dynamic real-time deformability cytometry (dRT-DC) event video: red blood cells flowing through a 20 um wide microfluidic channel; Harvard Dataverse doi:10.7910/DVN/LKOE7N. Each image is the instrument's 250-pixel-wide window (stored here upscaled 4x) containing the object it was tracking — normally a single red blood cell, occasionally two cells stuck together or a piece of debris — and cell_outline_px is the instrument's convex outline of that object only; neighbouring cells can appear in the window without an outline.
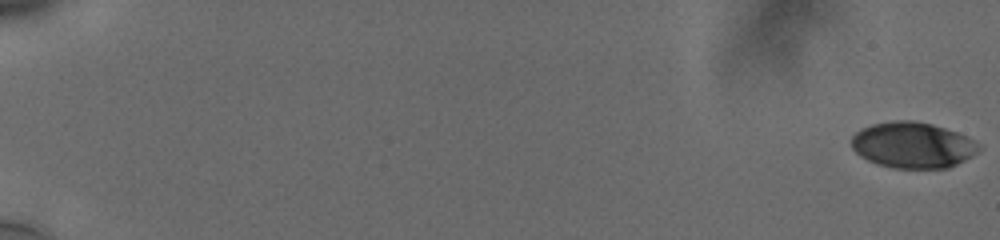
{"species": "human", "species_latin": "Homo sapiens", "temperature_condition": "cold", "stored_images_in_passage": 58, "camera_frame_rate_fps": 3000, "um_per_image_px": 0.085, "donor": {"sex": "male"}, "frame": {"image": 1, "passage_image": 1, "time_ms": 0.0, "image_size_px": [1000, 240], "cell_outline_px": [[980, 148], [972, 156], [948, 168], [892, 168], [876, 164], [860, 156], [852, 148], [852, 136], [856, 132], [872, 124], [896, 120], [912, 120], [932, 124], [956, 132], [980, 144]], "centroid_in_image_um": [77.56, 12.34], "position_along_channel_um": 7.4, "area_um2": 33.87}}
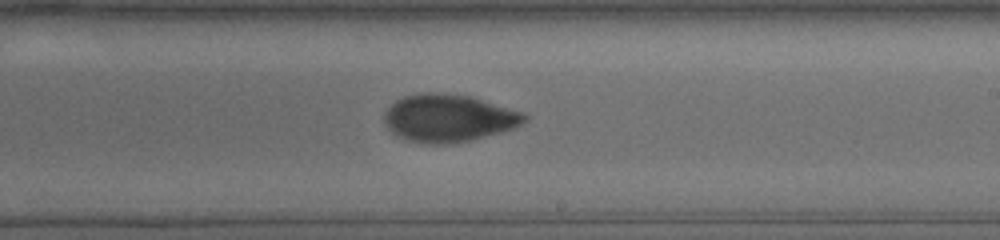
{"frame": {"image": 2, "passage_image": 38, "time_ms": 12.333, "image_size_px": [1000, 240], "cell_outline_px": [[528, 120], [516, 128], [472, 140], [448, 144], [428, 144], [404, 140], [396, 136], [388, 128], [384, 120], [384, 116], [388, 108], [396, 100], [404, 96], [420, 92], [440, 92], [472, 96], [524, 112], [528, 116]], "centroid_in_image_um": [38.16, 10.04], "position_along_channel_um": 250.8, "area_um2": 39.42}}
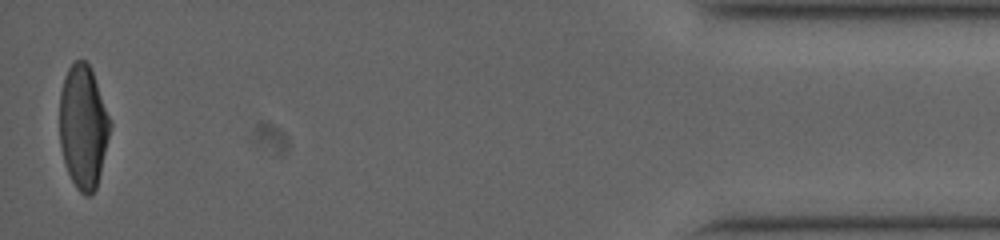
{"frame": {"image": 3, "passage_image": 58, "time_ms": 19.0, "image_size_px": [1000, 240], "cell_outline_px": [[112, 124], [96, 188], [88, 196], [84, 196], [76, 188], [64, 164], [60, 144], [60, 92], [68, 68], [76, 60], [84, 60], [88, 64], [92, 72], [112, 120]], "centroid_in_image_um": [7.08, 10.78], "position_along_channel_um": 428.1, "area_um2": 36.18}, "authors_computed_cell_mechanics": {"area_um2": 37.1076, "velocity_mm_per_s": 3.7568, "shape_relaxation_time_tau1_ms": 5.4371, "shape_relaxation_time_tau2_ms": 2.2552, "deformation_change_tau1": 0.183, "deformation_change_tau2": 0.0628}}